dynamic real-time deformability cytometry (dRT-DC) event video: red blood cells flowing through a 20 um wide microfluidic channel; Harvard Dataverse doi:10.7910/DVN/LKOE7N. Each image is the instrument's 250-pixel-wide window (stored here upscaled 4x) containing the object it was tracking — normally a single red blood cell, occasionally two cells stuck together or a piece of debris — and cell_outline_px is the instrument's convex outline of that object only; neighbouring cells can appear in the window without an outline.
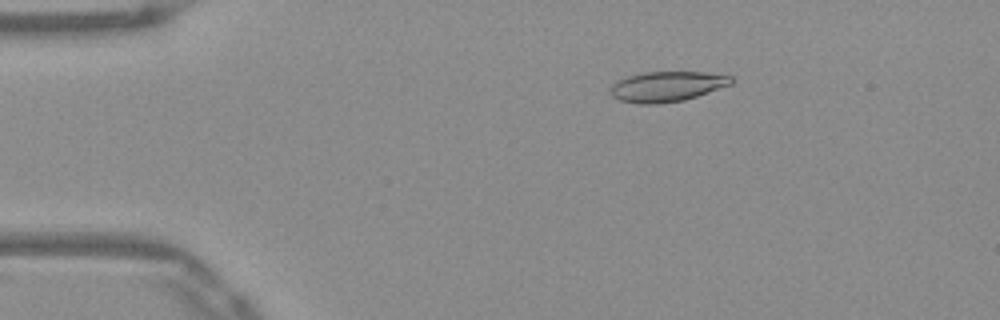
{"species": "Egyptian fruit bat (a non-hibernating species)", "species_latin": "Rousettus aegyptiacus", "temperature_condition": "warm", "stored_images_in_passage": 51, "camera_frame_rate_fps": 3000, "um_per_image_px": 0.085, "frame": {"image": 1, "passage_image": 9, "time_ms": 2.667, "image_size_px": [1000, 320], "cell_outline_px": [[736, 80], [732, 84], [684, 100], [656, 104], [640, 104], [620, 100], [612, 96], [612, 84], [628, 76], [644, 72], [704, 72], [732, 76]], "centroid_in_image_um": [56.73, 7.35], "position_along_channel_um": 28.3, "area_um2": 21.1}}
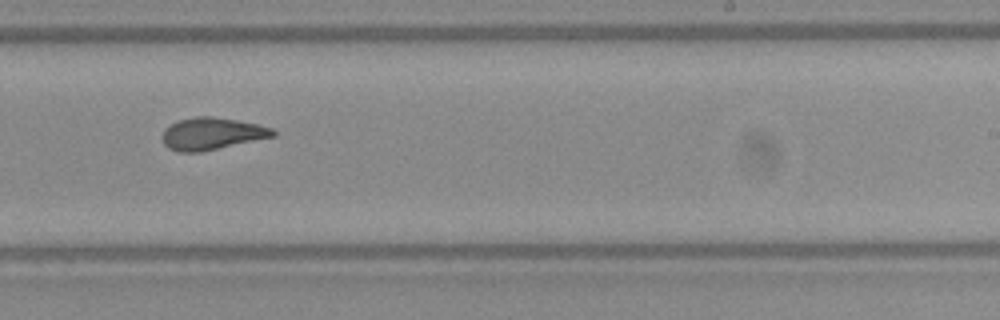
{"frame": {"image": 2, "passage_image": 32, "time_ms": 10.333, "image_size_px": [1000, 320], "cell_outline_px": [[276, 136], [200, 152], [180, 152], [168, 148], [164, 144], [164, 128], [176, 120], [196, 116], [212, 116], [260, 124], [272, 128], [276, 132]], "centroid_in_image_um": [18.02, 11.35], "position_along_channel_um": 271.0, "area_um2": 20.75}}
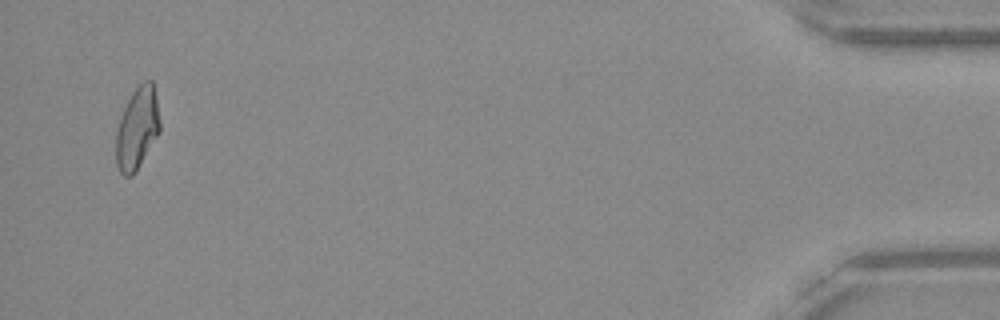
{"frame": {"image": 3, "passage_image": 50, "time_ms": 16.333, "image_size_px": [1000, 320], "cell_outline_px": [[160, 132], [136, 172], [132, 176], [124, 176], [120, 172], [116, 164], [116, 132], [120, 116], [132, 92], [144, 80], [152, 80], [156, 96], [160, 120]], "centroid_in_image_um": [11.66, 10.93], "position_along_channel_um": 423.5, "area_um2": 21.1}, "authors_computed_cell_mechanics": {"area_um2": 20.808, "velocity_mm_per_s": 3.9318, "shape_relaxation_time_tau1_ms": null, "shape_relaxation_time_tau2_ms": 2.5323, "deformation_change_tau1": null, "deformation_change_tau2": 0.1098}}